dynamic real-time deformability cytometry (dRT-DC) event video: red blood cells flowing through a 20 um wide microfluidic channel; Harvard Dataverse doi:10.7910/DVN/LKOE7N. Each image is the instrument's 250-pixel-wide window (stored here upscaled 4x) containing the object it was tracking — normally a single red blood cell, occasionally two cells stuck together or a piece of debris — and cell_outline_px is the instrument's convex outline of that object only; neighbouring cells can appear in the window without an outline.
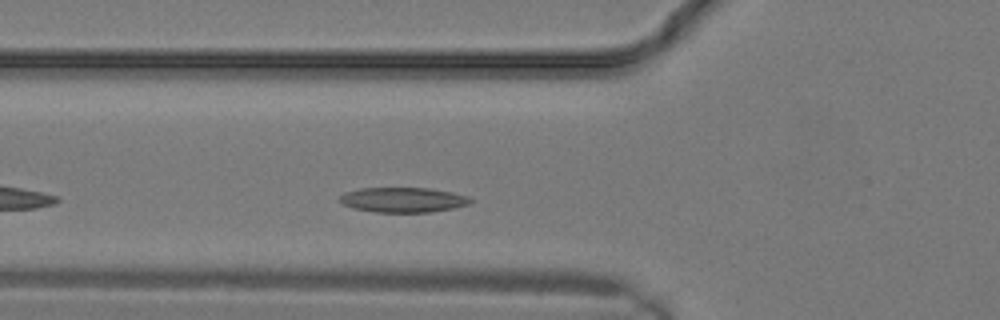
{"species": "common noctule bat (a hibernating species)", "species_latin": "Nyctalus noctula", "temperature_condition": "warm", "stored_images_in_passage": 8, "camera_frame_rate_fps": 3000, "um_per_image_px": 0.085, "animal": {"sex": "male", "body_mass_g": 19.2, "forearm_length_mm": 51.8}, "frame": {"image": 1, "passage_image": 3, "time_ms": 0.667, "image_size_px": [1000, 320], "cell_outline_px": [[472, 200], [468, 204], [452, 208], [428, 212], [376, 212], [356, 208], [344, 204], [340, 200], [340, 196], [344, 192], [360, 188], [428, 188], [452, 192], [468, 196]], "centroid_in_image_um": [34.26, 16.97], "position_along_channel_um": 91.5, "area_um2": 18.73}}
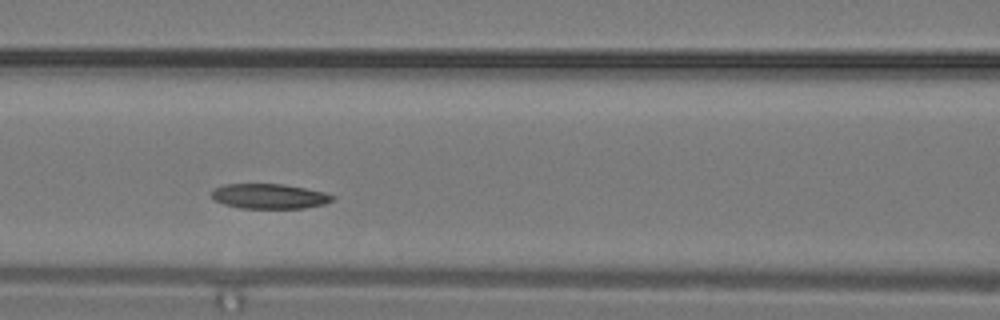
{"frame": {"image": 2, "passage_image": 5, "time_ms": 1.333, "image_size_px": [1000, 320], "cell_outline_px": [[336, 196], [332, 200], [324, 204], [304, 208], [240, 208], [224, 204], [216, 200], [212, 196], [212, 188], [224, 184], [284, 184], [324, 192]], "centroid_in_image_um": [22.89, 16.67], "position_along_channel_um": 143.7, "area_um2": 17.51}}
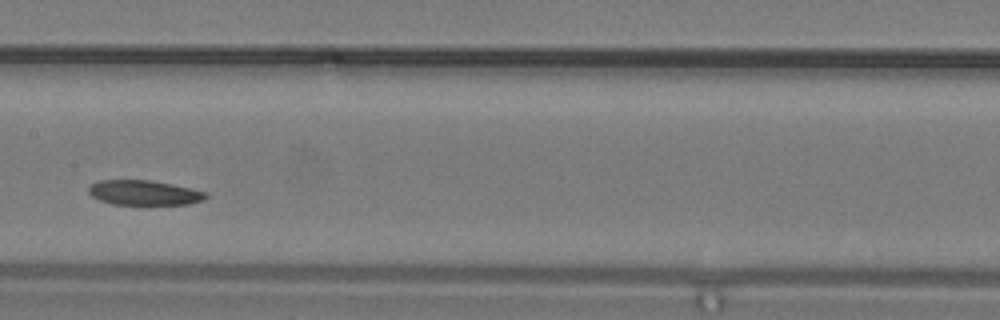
{"frame": {"image": 3, "passage_image": 7, "time_ms": 2.0, "image_size_px": [1000, 320], "cell_outline_px": [[208, 196], [204, 200], [188, 204], [112, 204], [100, 200], [92, 196], [88, 192], [88, 188], [92, 184], [100, 180], [148, 180], [172, 184], [208, 192]], "centroid_in_image_um": [12.27, 16.38], "position_along_channel_um": 195.1, "area_um2": 16.88}}